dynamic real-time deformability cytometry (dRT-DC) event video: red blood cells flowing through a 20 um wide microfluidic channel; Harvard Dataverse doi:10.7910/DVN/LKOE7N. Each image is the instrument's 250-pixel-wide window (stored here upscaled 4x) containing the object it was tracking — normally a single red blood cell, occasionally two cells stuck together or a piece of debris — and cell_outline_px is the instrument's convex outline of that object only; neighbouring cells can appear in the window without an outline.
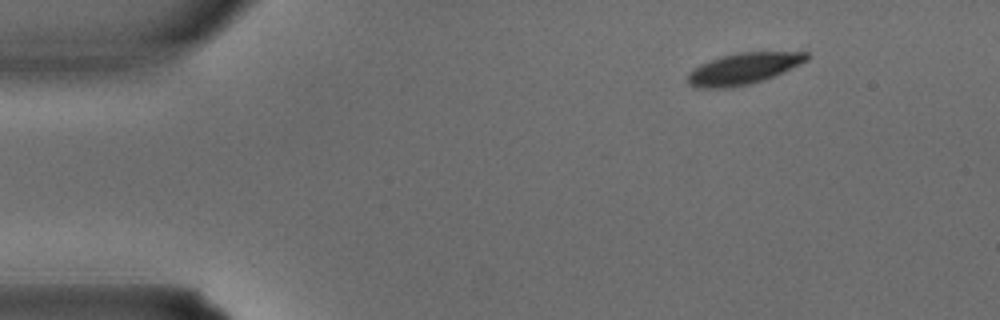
{"species": "common noctule bat (a hibernating species)", "species_latin": "Nyctalus noctula", "temperature_condition": "warm", "stored_images_in_passage": 3, "camera_frame_rate_fps": 3000, "um_per_image_px": 0.085, "animal": {"sex": "male", "body_mass_g": 15.6}, "frame": {"image": 1, "passage_image": 1, "time_ms": 0.0, "image_size_px": [1000, 320], "cell_outline_px": [[812, 56], [808, 60], [764, 80], [732, 88], [696, 88], [688, 84], [688, 72], [692, 68], [700, 64], [720, 56], [740, 52], [808, 52]], "centroid_in_image_um": [63.16, 5.83], "position_along_channel_um": 21.8, "area_um2": 21.79}}
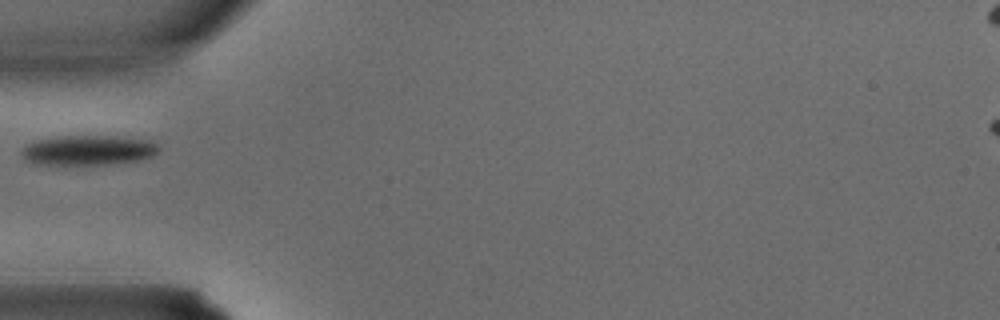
{"frame": {"image": 2, "passage_image": 3, "time_ms": 0.667, "image_size_px": [1000, 320], "cell_outline_px": [[160, 148], [152, 156], [140, 160], [108, 164], [32, 164], [24, 160], [20, 152], [28, 144], [36, 140], [68, 136], [108, 136], [152, 140], [160, 144]], "centroid_in_image_um": [7.52, 12.77], "position_along_channel_um": 77.5, "area_um2": 23.81}}